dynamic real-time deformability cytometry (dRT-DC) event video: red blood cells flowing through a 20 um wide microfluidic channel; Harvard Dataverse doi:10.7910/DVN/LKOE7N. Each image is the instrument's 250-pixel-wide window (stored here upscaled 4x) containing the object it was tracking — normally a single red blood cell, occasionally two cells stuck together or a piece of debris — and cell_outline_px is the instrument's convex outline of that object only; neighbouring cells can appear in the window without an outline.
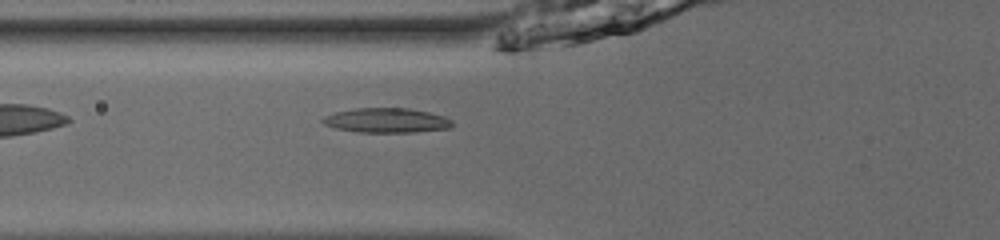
{"species": "common noctule bat (a hibernating species)", "species_latin": "Nyctalus noctula", "temperature_condition": "room temperature", "stored_images_in_passage": 35, "camera_frame_rate_fps": 3000, "um_per_image_px": 0.085, "animal": {"sex": "male", "body_mass_g": 13.0, "forearm_length_mm": 53.1}, "frame": {"image": 1, "passage_image": 4, "time_ms": 1.0, "image_size_px": [1000, 240], "cell_outline_px": [[452, 128], [416, 132], [356, 132], [336, 128], [324, 124], [320, 120], [324, 116], [336, 112], [356, 108], [408, 108], [428, 112], [444, 116], [452, 120]], "centroid_in_image_um": [32.86, 10.24], "position_along_channel_um": 92.9, "area_um2": 18.61}}
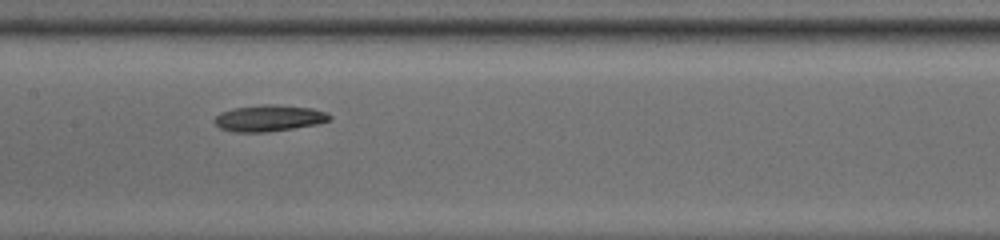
{"frame": {"image": 2, "passage_image": 11, "time_ms": 3.333, "image_size_px": [1000, 240], "cell_outline_px": [[332, 120], [316, 124], [292, 128], [264, 132], [232, 132], [220, 128], [212, 120], [220, 112], [232, 108], [264, 104], [272, 104], [312, 108], [328, 112], [332, 116]], "centroid_in_image_um": [22.86, 10.03], "position_along_channel_um": 184.5, "area_um2": 17.8}}
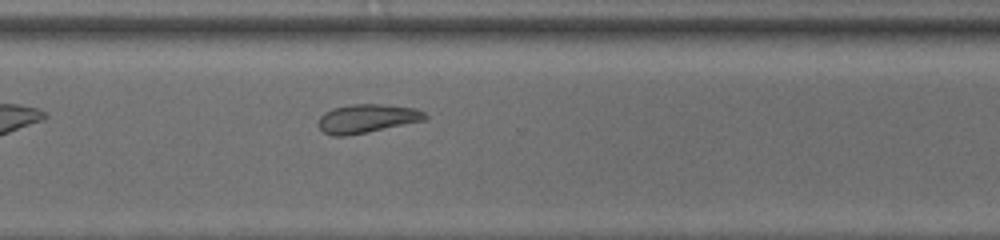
{"frame": {"image": 3, "passage_image": 23, "time_ms": 7.333, "image_size_px": [1000, 240], "cell_outline_px": [[428, 116], [424, 120], [368, 132], [348, 136], [332, 136], [324, 132], [316, 124], [320, 116], [324, 112], [332, 108], [352, 104], [380, 104], [416, 108], [424, 112]], "centroid_in_image_um": [31.15, 10.08], "position_along_channel_um": 339.5, "area_um2": 17.92}, "authors_computed_cell_mechanics": {"area_um2": 17.8024, "velocity_mm_per_s": 3.888, "shape_relaxation_time_tau1_ms": 7.3779, "shape_relaxation_time_tau2_ms": null, "deformation_change_tau1": 0.1587, "deformation_change_tau2": null}}